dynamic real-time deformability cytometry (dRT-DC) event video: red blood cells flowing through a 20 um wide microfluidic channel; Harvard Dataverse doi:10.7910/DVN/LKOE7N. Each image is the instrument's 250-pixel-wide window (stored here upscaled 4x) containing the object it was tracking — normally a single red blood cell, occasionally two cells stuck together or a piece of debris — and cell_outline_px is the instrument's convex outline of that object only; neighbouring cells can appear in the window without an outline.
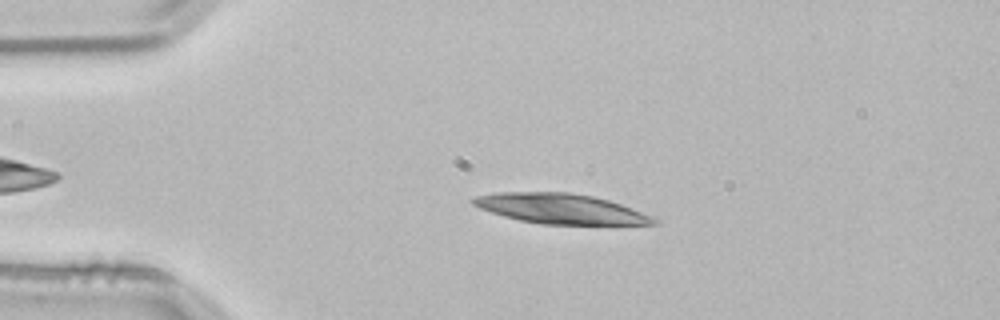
{"species": "common noctule bat (a hibernating species)", "species_latin": "Nyctalus noctula", "temperature_condition": "room temperature", "stored_images_in_passage": 52, "camera_frame_rate_fps": 3000, "um_per_image_px": 0.085, "animal": {"sex": "male", "body_mass_g": 21.5, "forearm_length_mm": 52.0}, "frame": {"image": 1, "passage_image": 11, "time_ms": 3.333, "image_size_px": [1000, 320], "cell_outline_px": [[660, 224], [540, 224], [520, 220], [504, 216], [480, 208], [472, 204], [472, 200], [476, 196], [496, 192], [568, 192], [592, 196], [608, 200], [620, 204], [660, 220]], "centroid_in_image_um": [47.63, 17.74], "position_along_channel_um": 37.4, "area_um2": 31.21}}